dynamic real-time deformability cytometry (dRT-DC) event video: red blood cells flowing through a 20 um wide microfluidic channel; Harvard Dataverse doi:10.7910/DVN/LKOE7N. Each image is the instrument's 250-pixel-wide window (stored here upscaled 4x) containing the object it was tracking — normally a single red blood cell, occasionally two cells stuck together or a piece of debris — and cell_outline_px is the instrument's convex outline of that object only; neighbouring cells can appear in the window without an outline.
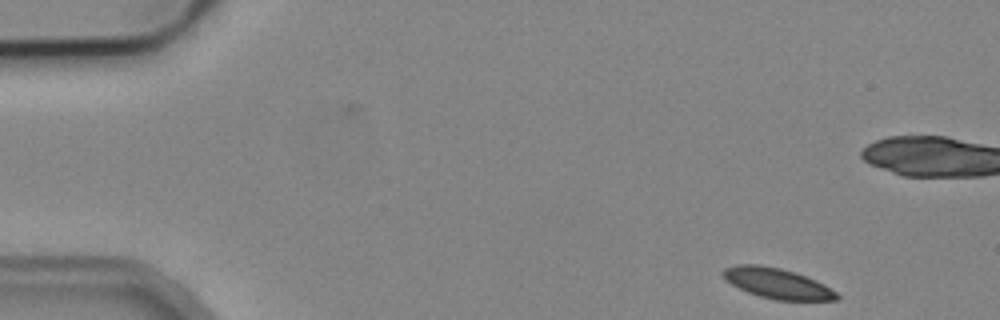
{"species": "common noctule bat (a hibernating species)", "species_latin": "Nyctalus noctula", "temperature_condition": "cold", "stored_images_in_passage": 2, "camera_frame_rate_fps": 3000, "um_per_image_px": 0.085, "animal": {"sex": "male", "body_mass_g": 19.2, "forearm_length_mm": 51.8}, "frame": {"image": 1, "passage_image": 2, "time_ms": 1.0, "image_size_px": [1000, 320], "cell_outline_px": [[840, 296], [836, 300], [776, 300], [760, 296], [748, 292], [732, 284], [720, 272], [724, 268], [736, 264], [760, 264], [780, 268], [796, 272], [816, 280], [824, 284], [836, 292]], "centroid_in_image_um": [66.07, 24.07], "position_along_channel_um": 18.9, "area_um2": 20.06}}